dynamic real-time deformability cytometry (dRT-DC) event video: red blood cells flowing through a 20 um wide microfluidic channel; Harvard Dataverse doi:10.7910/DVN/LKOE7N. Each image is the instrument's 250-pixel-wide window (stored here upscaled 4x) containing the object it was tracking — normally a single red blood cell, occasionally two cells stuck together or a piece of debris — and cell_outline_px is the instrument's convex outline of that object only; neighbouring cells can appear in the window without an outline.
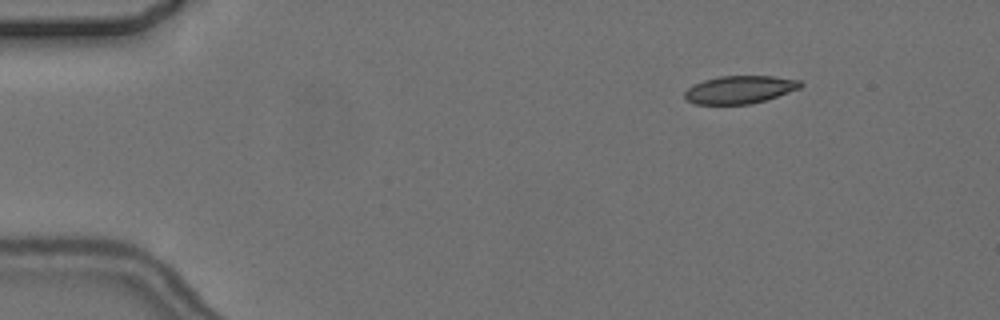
{"species": "common noctule bat (a hibernating species)", "species_latin": "Nyctalus noctula", "temperature_condition": "cold", "stored_images_in_passage": 7, "camera_frame_rate_fps": 3000, "um_per_image_px": 0.085, "animal": {"sex": "female", "body_mass_g": 24.6, "forearm_length_mm": 56.2}, "frame": {"image": 1, "passage_image": 2, "time_ms": 1.333, "image_size_px": [1000, 320], "cell_outline_px": [[804, 84], [800, 88], [752, 104], [696, 104], [688, 100], [684, 96], [684, 92], [688, 88], [704, 80], [720, 76], [772, 76], [800, 80]], "centroid_in_image_um": [62.89, 7.61], "position_along_channel_um": 22.1, "area_um2": 18.55}}
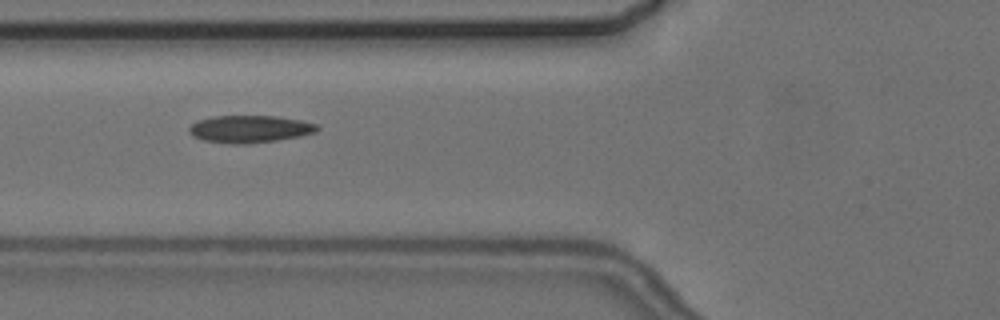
{"frame": {"image": 2, "passage_image": 6, "time_ms": 6.0, "image_size_px": [1000, 320], "cell_outline_px": [[320, 128], [316, 132], [300, 136], [276, 140], [244, 144], [228, 144], [204, 140], [192, 136], [188, 132], [188, 128], [196, 120], [212, 116], [276, 116], [300, 120], [316, 124]], "centroid_in_image_um": [21.19, 10.96], "position_along_channel_um": 104.6, "area_um2": 20.46}}
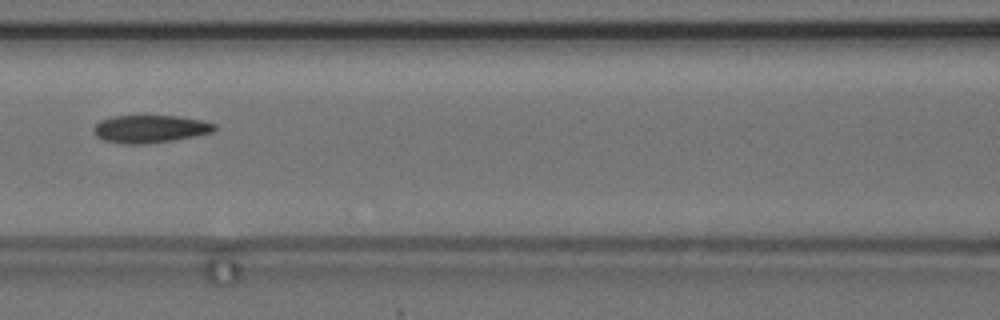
{"frame": {"image": 3, "passage_image": 7, "time_ms": 7.333, "image_size_px": [1000, 320], "cell_outline_px": [[216, 128], [212, 132], [196, 136], [148, 144], [124, 144], [104, 140], [96, 136], [92, 132], [92, 128], [100, 120], [112, 116], [180, 116], [200, 120], [216, 124]], "centroid_in_image_um": [12.73, 10.96], "position_along_channel_um": 153.9, "area_um2": 19.59}}